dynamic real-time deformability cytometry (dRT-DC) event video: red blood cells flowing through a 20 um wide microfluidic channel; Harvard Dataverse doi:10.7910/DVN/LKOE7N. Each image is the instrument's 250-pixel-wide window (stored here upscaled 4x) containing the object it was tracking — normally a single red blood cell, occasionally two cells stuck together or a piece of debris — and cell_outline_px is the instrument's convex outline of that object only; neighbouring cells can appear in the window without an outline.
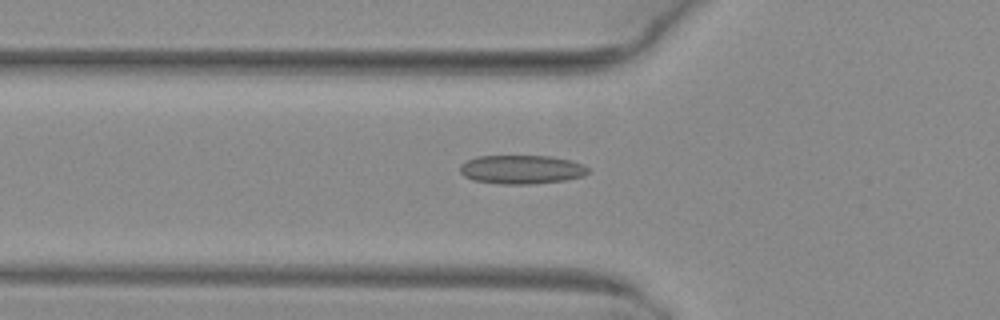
{"species": "common noctule bat (a hibernating species)", "species_latin": "Nyctalus noctula", "temperature_condition": "warm", "stored_images_in_passage": 34, "camera_frame_rate_fps": 3000, "um_per_image_px": 0.085, "animal": {"sex": "female", "body_mass_g": 29.2, "forearm_length_mm": 56.3}, "frame": {"image": 1, "passage_image": 2, "time_ms": 0.333, "image_size_px": [1000, 320], "cell_outline_px": [[588, 172], [584, 176], [564, 180], [532, 184], [500, 184], [472, 180], [464, 176], [460, 172], [460, 164], [476, 156], [552, 156], [572, 160], [584, 164], [588, 168]], "centroid_in_image_um": [44.34, 14.4], "position_along_channel_um": 81.5, "area_um2": 21.68}}
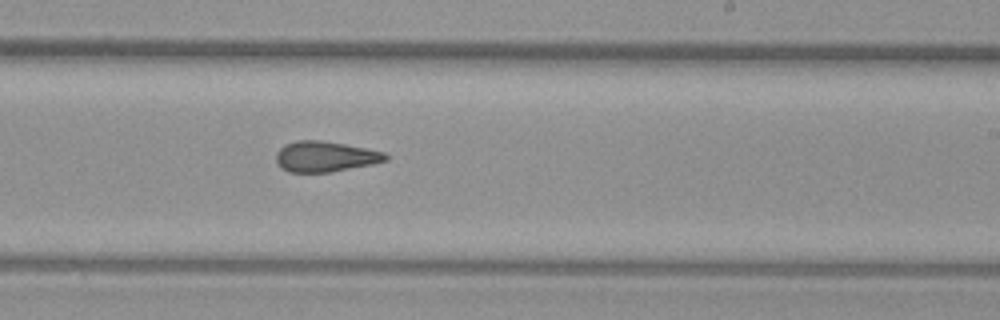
{"frame": {"image": 2, "passage_image": 15, "time_ms": 4.667, "image_size_px": [1000, 320], "cell_outline_px": [[388, 160], [372, 164], [328, 172], [288, 172], [280, 168], [276, 164], [276, 152], [284, 144], [296, 140], [320, 140], [344, 144], [384, 152], [388, 156]], "centroid_in_image_um": [27.58, 13.3], "position_along_channel_um": 261.4, "area_um2": 19.48}}
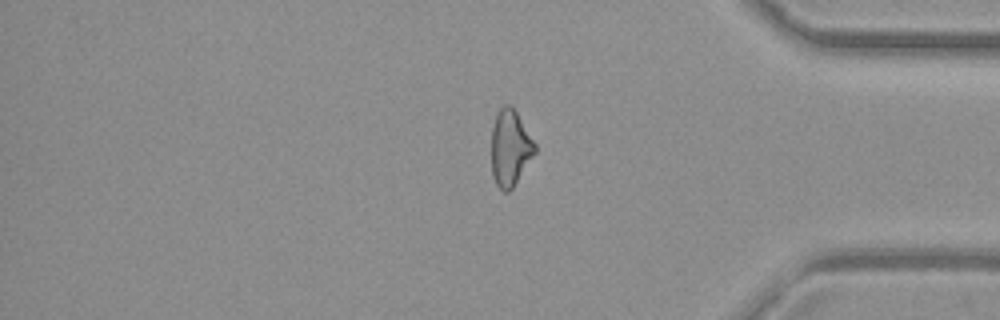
{"frame": {"image": 3, "passage_image": 26, "time_ms": 8.333, "image_size_px": [1000, 320], "cell_outline_px": [[536, 152], [512, 188], [508, 192], [504, 192], [496, 184], [492, 176], [492, 128], [496, 116], [500, 108], [504, 104], [508, 104], [516, 112], [536, 144]], "centroid_in_image_um": [43.36, 12.59], "position_along_channel_um": 391.8, "area_um2": 19.02}, "authors_computed_cell_mechanics": {"area_um2": 19.8254, "velocity_mm_per_s": 4.1346, "shape_relaxation_time_tau1_ms": null, "shape_relaxation_time_tau2_ms": 1.8409, "deformation_change_tau1": null, "deformation_change_tau2": 0.0979}}